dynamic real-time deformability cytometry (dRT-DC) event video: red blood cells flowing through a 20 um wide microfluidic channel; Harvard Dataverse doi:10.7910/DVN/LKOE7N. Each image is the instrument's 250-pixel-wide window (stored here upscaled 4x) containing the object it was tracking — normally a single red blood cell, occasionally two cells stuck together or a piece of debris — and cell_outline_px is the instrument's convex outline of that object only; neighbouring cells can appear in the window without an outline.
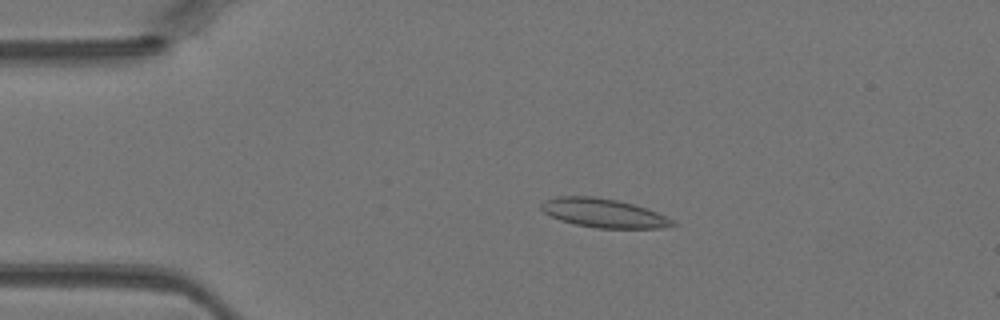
{"species": "Egyptian fruit bat (a non-hibernating species)", "species_latin": "Rousettus aegyptiacus", "temperature_condition": "warm", "stored_images_in_passage": 12, "camera_frame_rate_fps": 3000, "um_per_image_px": 0.085, "animal": {"sex": "female"}, "frame": {"image": 1, "passage_image": 7, "time_ms": 2.0, "image_size_px": [1000, 320], "cell_outline_px": [[676, 224], [660, 228], [596, 228], [576, 224], [560, 220], [544, 212], [540, 208], [540, 204], [544, 200], [556, 196], [592, 196], [616, 200], [632, 204], [656, 212], [676, 220]], "centroid_in_image_um": [51.28, 18.11], "position_along_channel_um": 33.7, "area_um2": 21.96}}